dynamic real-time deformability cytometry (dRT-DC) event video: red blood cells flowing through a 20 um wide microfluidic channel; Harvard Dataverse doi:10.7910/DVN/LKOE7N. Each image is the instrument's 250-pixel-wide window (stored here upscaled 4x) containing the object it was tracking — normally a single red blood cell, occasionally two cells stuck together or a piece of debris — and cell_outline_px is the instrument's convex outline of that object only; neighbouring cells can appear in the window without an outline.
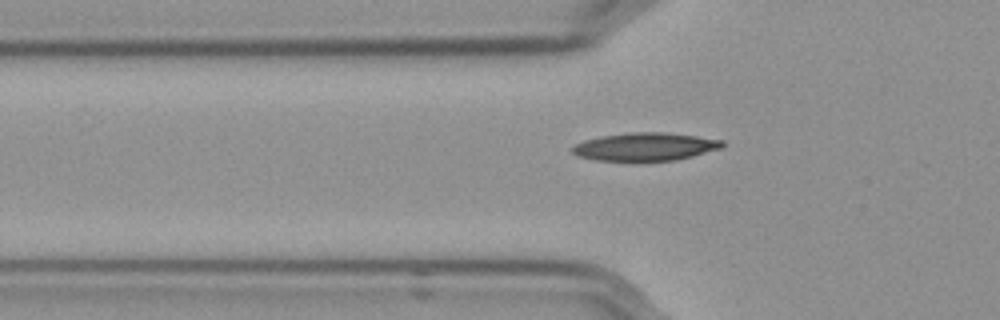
{"species": "Egyptian fruit bat (a non-hibernating species)", "species_latin": "Rousettus aegyptiacus", "temperature_condition": "cold", "stored_images_in_passage": 43, "camera_frame_rate_fps": 3000, "um_per_image_px": 0.085, "frame": {"image": 1, "passage_image": 6, "time_ms": 1.667, "image_size_px": [1000, 320], "cell_outline_px": [[724, 148], [676, 160], [592, 160], [576, 156], [572, 152], [572, 144], [584, 140], [600, 136], [628, 132], [664, 132], [696, 136], [724, 140]], "centroid_in_image_um": [54.82, 12.46], "position_along_channel_um": 71.0, "area_um2": 24.62}}
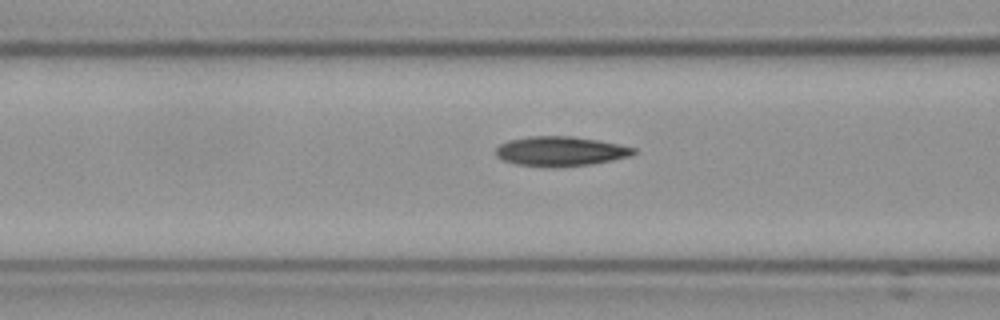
{"frame": {"image": 2, "passage_image": 10, "time_ms": 3.0, "image_size_px": [1000, 320], "cell_outline_px": [[636, 152], [632, 156], [612, 160], [588, 164], [516, 164], [500, 160], [496, 156], [496, 148], [500, 144], [508, 140], [528, 136], [572, 136], [600, 140], [620, 144], [636, 148]], "centroid_in_image_um": [47.66, 12.8], "position_along_channel_um": 118.9, "area_um2": 23.06}}
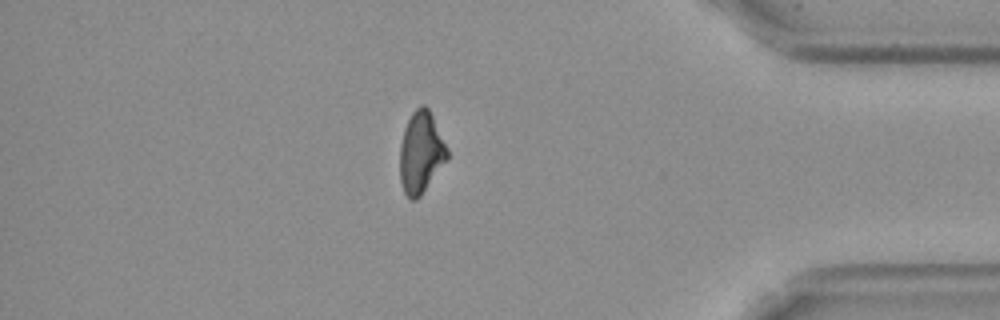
{"frame": {"image": 3, "passage_image": 36, "time_ms": 11.667, "image_size_px": [1000, 320], "cell_outline_px": [[448, 160], [420, 196], [416, 200], [412, 200], [404, 192], [400, 180], [400, 144], [404, 128], [412, 112], [420, 104], [424, 104], [428, 108], [448, 148]], "centroid_in_image_um": [35.78, 12.96], "position_along_channel_um": 399.4, "area_um2": 22.54}, "authors_computed_cell_mechanics": {"area_um2": 23.12, "velocity_mm_per_s": 3.5785, "shape_relaxation_time_tau1_ms": 5.1815, "shape_relaxation_time_tau2_ms": 5.7226, "deformation_change_tau1": 0.1469, "deformation_change_tau2": 0.1264}}